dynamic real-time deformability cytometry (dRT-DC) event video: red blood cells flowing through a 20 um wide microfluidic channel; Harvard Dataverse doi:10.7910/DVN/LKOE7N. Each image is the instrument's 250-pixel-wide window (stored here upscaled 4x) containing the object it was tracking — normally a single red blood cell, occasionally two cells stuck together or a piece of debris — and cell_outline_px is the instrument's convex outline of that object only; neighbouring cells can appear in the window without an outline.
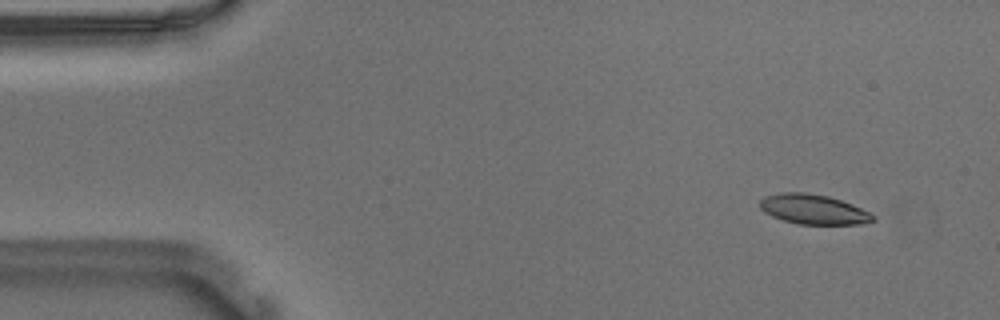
{"species": "Egyptian fruit bat (a non-hibernating species)", "species_latin": "Rousettus aegyptiacus", "temperature_condition": "warm", "stored_images_in_passage": 56, "camera_frame_rate_fps": 3000, "um_per_image_px": 0.085, "animal": {"sex": "male"}, "frame": {"image": 1, "passage_image": 5, "time_ms": 1.333, "image_size_px": [1000, 320], "cell_outline_px": [[876, 220], [860, 224], [796, 224], [772, 216], [764, 212], [760, 208], [760, 200], [764, 196], [780, 192], [804, 192], [828, 196], [852, 204], [876, 216]], "centroid_in_image_um": [69.12, 17.79], "position_along_channel_um": 15.9, "area_um2": 19.65}}
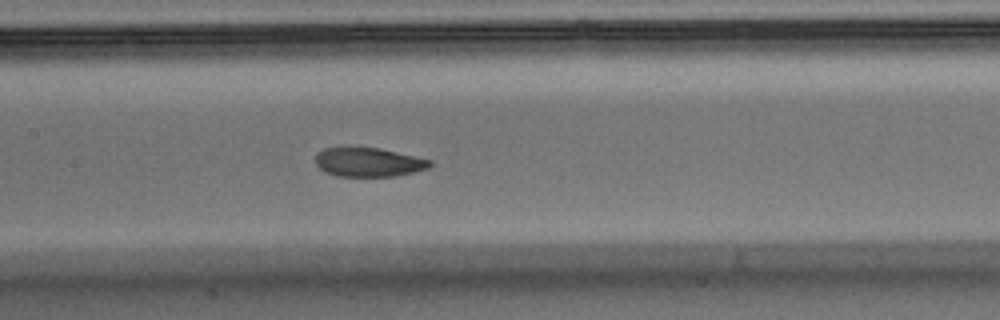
{"frame": {"image": 2, "passage_image": 26, "time_ms": 8.333, "image_size_px": [1000, 320], "cell_outline_px": [[432, 164], [428, 168], [396, 176], [336, 176], [320, 168], [316, 164], [316, 152], [324, 148], [344, 144], [348, 144], [380, 148], [432, 160]], "centroid_in_image_um": [31.26, 13.73], "position_along_channel_um": 176.1, "area_um2": 20.0}}
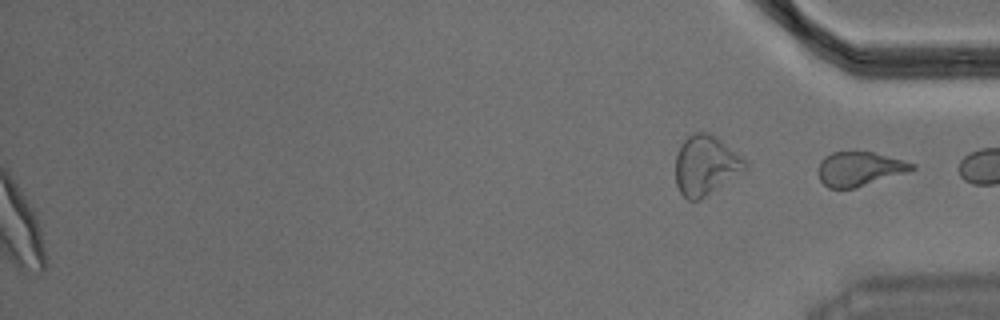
{"frame": {"image": 3, "passage_image": 56, "time_ms": 18.333, "image_size_px": [1000, 320], "cell_outline_px": [[916, 168], [856, 188], [828, 188], [820, 180], [816, 172], [820, 160], [824, 156], [832, 152], [872, 152], [916, 164]], "centroid_in_image_um": [72.97, 14.35], "position_along_channel_um": 362.2, "area_um2": 18.5}}